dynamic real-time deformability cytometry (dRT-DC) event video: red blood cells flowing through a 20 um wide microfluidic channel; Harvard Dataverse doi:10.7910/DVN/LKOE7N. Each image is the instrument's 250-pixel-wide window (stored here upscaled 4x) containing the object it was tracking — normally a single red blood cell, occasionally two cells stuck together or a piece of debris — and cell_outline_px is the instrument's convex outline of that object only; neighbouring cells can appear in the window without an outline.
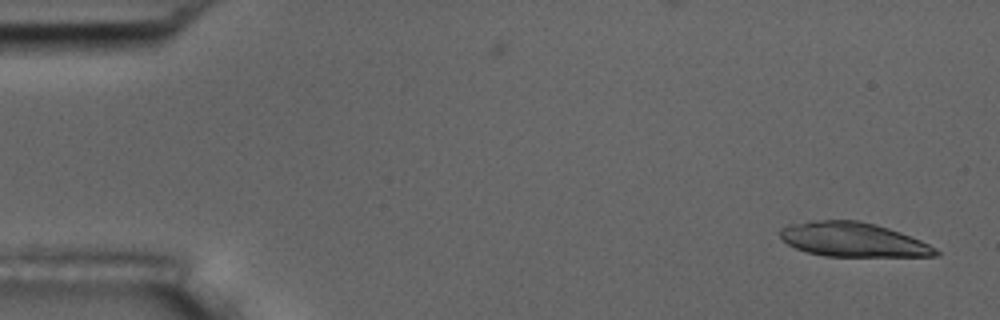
{"species": "common noctule bat (a hibernating species)", "species_latin": "Nyctalus noctula", "temperature_condition": "room temperature", "stored_images_in_passage": 2, "camera_frame_rate_fps": 3000, "um_per_image_px": 0.085, "animal": {"sex": "male", "body_mass_g": 17.5, "forearm_length_mm": 52.3}, "frame": {"image": 1, "passage_image": 2, "time_ms": 1.0, "image_size_px": [1000, 320], "cell_outline_px": [[940, 252], [936, 256], [824, 256], [808, 252], [796, 248], [788, 244], [780, 236], [780, 228], [788, 224], [808, 220], [860, 220], [876, 224], [900, 232], [920, 240], [936, 248]], "centroid_in_image_um": [72.48, 20.35], "position_along_channel_um": 12.5, "area_um2": 31.1}}